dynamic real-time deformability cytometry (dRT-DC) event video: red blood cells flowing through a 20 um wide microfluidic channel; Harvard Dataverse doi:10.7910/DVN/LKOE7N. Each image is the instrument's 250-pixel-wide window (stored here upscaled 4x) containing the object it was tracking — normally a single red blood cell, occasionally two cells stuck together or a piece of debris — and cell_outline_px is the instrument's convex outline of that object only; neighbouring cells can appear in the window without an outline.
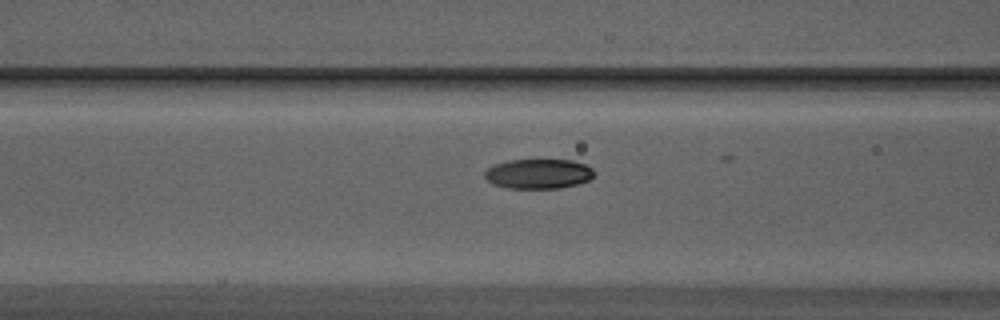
{"species": "Egyptian fruit bat (a non-hibernating species)", "species_latin": "Rousettus aegyptiacus", "temperature_condition": "warm", "stored_images_in_passage": 33, "camera_frame_rate_fps": 3000, "um_per_image_px": 0.085, "animal": {"sex": "male"}, "frame": {"image": 1, "passage_image": 15, "time_ms": 4.667, "image_size_px": [1000, 320], "cell_outline_px": [[596, 176], [588, 180], [576, 184], [560, 188], [508, 188], [492, 184], [484, 176], [484, 172], [488, 168], [496, 164], [508, 160], [572, 160], [584, 164], [592, 168], [596, 172]], "centroid_in_image_um": [45.79, 14.77], "position_along_channel_um": 120.8, "area_um2": 19.02}}
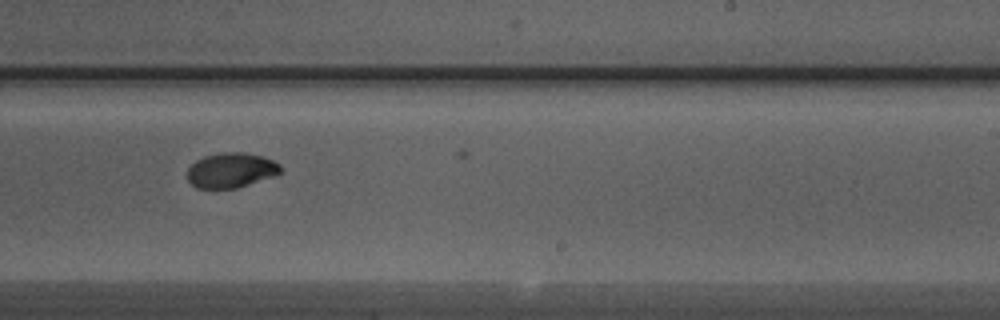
{"frame": {"image": 2, "passage_image": 25, "time_ms": 8.0, "image_size_px": [1000, 320], "cell_outline_px": [[284, 172], [276, 176], [236, 188], [196, 188], [188, 180], [188, 168], [196, 160], [204, 156], [220, 152], [244, 152], [260, 156], [272, 160], [280, 164], [284, 168]], "centroid_in_image_um": [19.69, 14.47], "position_along_channel_um": 269.3, "area_um2": 19.19}}
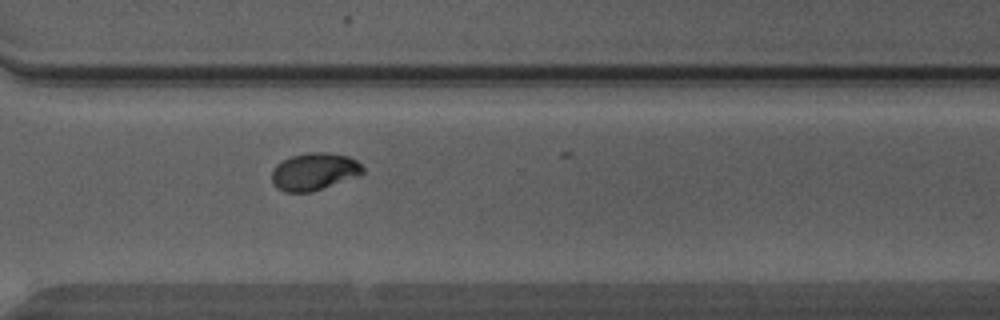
{"frame": {"image": 3, "passage_image": 30, "time_ms": 9.667, "image_size_px": [1000, 320], "cell_outline_px": [[364, 172], [360, 176], [312, 192], [284, 192], [276, 188], [272, 180], [272, 168], [276, 164], [292, 156], [308, 152], [328, 152], [348, 156], [356, 160], [364, 168]], "centroid_in_image_um": [26.72, 14.59], "position_along_channel_um": 343.9, "area_um2": 20.06}, "authors_computed_cell_mechanics": {"area_um2": 19.4208, "velocity_mm_per_s": 4.4594, "shape_relaxation_time_tau1_ms": 4.779, "shape_relaxation_time_tau2_ms": 0.7837, "deformation_change_tau1": 0.1831, "deformation_change_tau2": 0.0283}}